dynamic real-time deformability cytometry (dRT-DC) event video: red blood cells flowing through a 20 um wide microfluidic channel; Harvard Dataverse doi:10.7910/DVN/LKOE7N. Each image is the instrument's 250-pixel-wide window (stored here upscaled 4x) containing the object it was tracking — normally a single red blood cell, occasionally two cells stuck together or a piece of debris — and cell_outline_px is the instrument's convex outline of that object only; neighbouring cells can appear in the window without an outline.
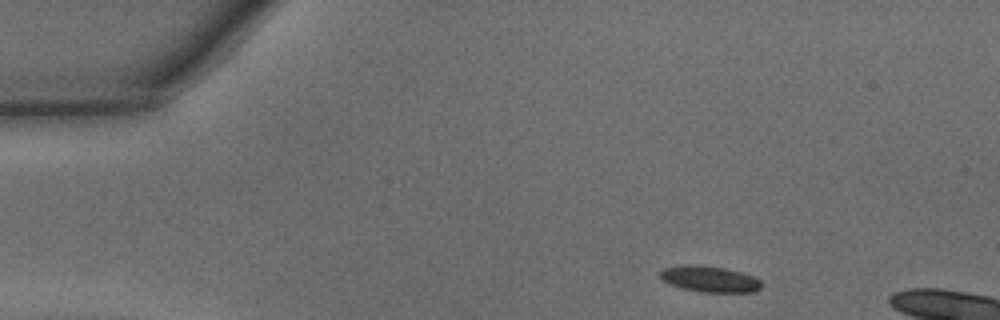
{"species": "common noctule bat (a hibernating species)", "species_latin": "Nyctalus noctula", "temperature_condition": "warm", "stored_images_in_passage": 33, "camera_frame_rate_fps": 3000, "um_per_image_px": 0.085, "animal": {"sex": "male", "body_mass_g": 15.6}, "frame": {"image": 1, "passage_image": 1, "time_ms": 0.0, "image_size_px": [1000, 320], "cell_outline_px": [[764, 284], [760, 288], [752, 292], [704, 292], [684, 288], [672, 284], [664, 280], [660, 276], [660, 272], [664, 268], [724, 268], [740, 272], [752, 276], [760, 280]], "centroid_in_image_um": [60.46, 23.78], "position_along_channel_um": 24.5, "area_um2": 14.16}}
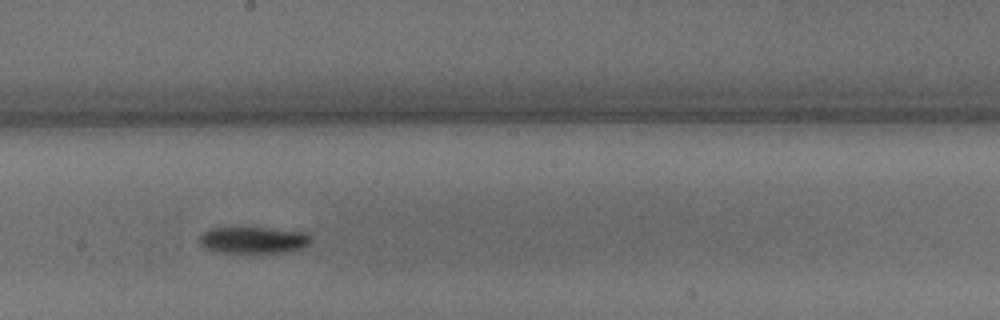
{"frame": {"image": 2, "passage_image": 20, "time_ms": 6.333, "image_size_px": [1000, 320], "cell_outline_px": [[312, 240], [308, 244], [300, 248], [280, 252], [220, 252], [204, 248], [200, 244], [200, 236], [208, 228], [264, 228], [308, 232], [312, 236]], "centroid_in_image_um": [21.54, 20.39], "position_along_channel_um": 226.7, "area_um2": 17.05}}
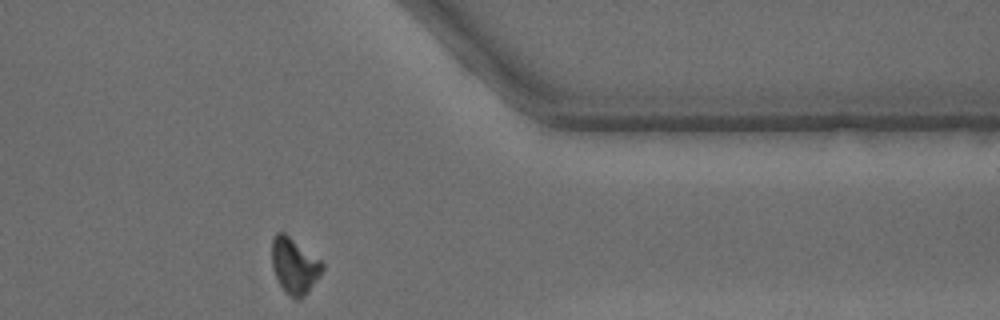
{"frame": {"image": 3, "passage_image": 32, "time_ms": 10.333, "image_size_px": [1000, 320], "cell_outline_px": [[324, 268], [320, 276], [308, 292], [300, 300], [296, 300], [288, 296], [284, 292], [272, 268], [272, 240], [276, 232], [284, 232], [320, 260], [324, 264]], "centroid_in_image_um": [25.02, 22.62], "position_along_channel_um": 386.4, "area_um2": 16.47}, "authors_computed_cell_mechanics": {"area_um2": 16.762, "velocity_mm_per_s": 4.3408, "shape_relaxation_time_tau1_ms": 2.1313, "shape_relaxation_time_tau2_ms": null, "deformation_change_tau1": 0.1267, "deformation_change_tau2": null}}